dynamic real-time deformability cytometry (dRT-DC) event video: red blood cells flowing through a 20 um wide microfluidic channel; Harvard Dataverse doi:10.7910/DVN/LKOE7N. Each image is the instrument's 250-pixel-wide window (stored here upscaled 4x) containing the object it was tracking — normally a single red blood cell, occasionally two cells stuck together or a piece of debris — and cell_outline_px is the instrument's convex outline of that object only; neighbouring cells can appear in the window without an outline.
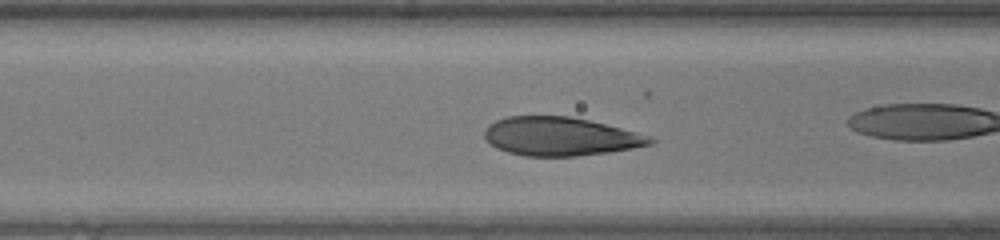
{"species": "human", "species_latin": "Homo sapiens", "temperature_condition": "warm", "stored_images_in_passage": 44, "camera_frame_rate_fps": 3000, "um_per_image_px": 0.085, "donor": {"sex": "female"}, "frame": {"image": 1, "passage_image": 13, "time_ms": 4.0, "image_size_px": [1000, 240], "cell_outline_px": [[656, 140], [652, 144], [632, 148], [608, 152], [576, 156], [524, 156], [508, 152], [496, 148], [484, 136], [484, 132], [496, 120], [508, 116], [568, 116], [588, 120], [620, 128], [648, 136]], "centroid_in_image_um": [47.61, 11.6], "position_along_channel_um": 119.0, "area_um2": 36.7}}
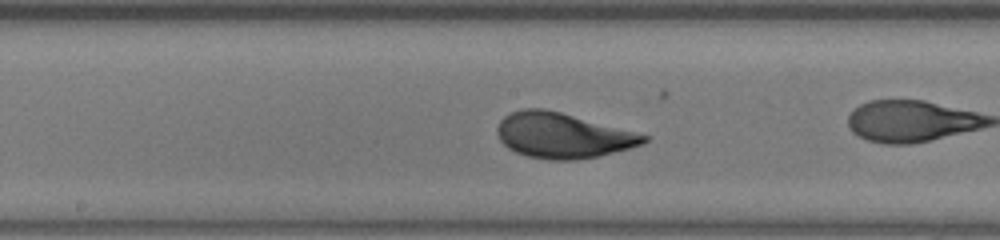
{"frame": {"image": 2, "passage_image": 19, "time_ms": 6.0, "image_size_px": [1000, 240], "cell_outline_px": [[648, 140], [644, 144], [600, 156], [576, 160], [548, 160], [528, 156], [516, 152], [508, 148], [500, 140], [496, 132], [496, 128], [500, 120], [504, 116], [520, 108], [544, 108], [560, 112], [648, 136]], "centroid_in_image_um": [47.78, 11.52], "position_along_channel_um": 200.4, "area_um2": 38.44}}
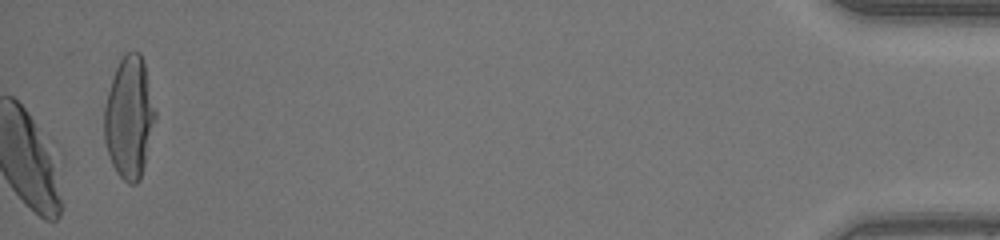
{"frame": {"image": 3, "passage_image": 44, "time_ms": 14.333, "image_size_px": [1000, 240], "cell_outline_px": [[156, 120], [140, 180], [136, 184], [128, 184], [116, 172], [112, 164], [104, 140], [104, 108], [108, 92], [116, 68], [124, 52], [140, 52], [144, 64], [156, 112]], "centroid_in_image_um": [10.99, 10.01], "position_along_channel_um": 424.2, "area_um2": 36.01}, "authors_computed_cell_mechanics": {"area_um2": 37.8012, "velocity_mm_per_s": 4.0869, "shape_relaxation_time_tau1_ms": 2.9023, "shape_relaxation_time_tau2_ms": null, "deformation_change_tau1": 0.146, "deformation_change_tau2": null}}